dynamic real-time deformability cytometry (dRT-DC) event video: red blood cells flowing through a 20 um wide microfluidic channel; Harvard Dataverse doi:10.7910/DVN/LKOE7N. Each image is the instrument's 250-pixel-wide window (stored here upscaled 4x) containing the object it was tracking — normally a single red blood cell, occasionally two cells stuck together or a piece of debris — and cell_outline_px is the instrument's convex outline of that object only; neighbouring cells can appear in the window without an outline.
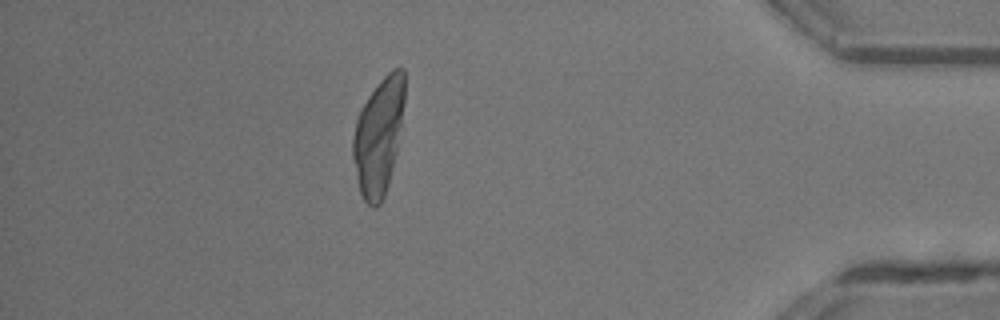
{"species": "common noctule bat (a hibernating species)", "species_latin": "Nyctalus noctula", "temperature_condition": "room temperature", "stored_images_in_passage": 30, "camera_frame_rate_fps": 3000, "um_per_image_px": 0.085, "animal": {"sex": "male", "body_mass_g": 13.3}, "frame": {"image": 1, "passage_image": 29, "time_ms": 9.333, "image_size_px": [1000, 320], "cell_outline_px": [[404, 100], [396, 152], [388, 184], [384, 196], [380, 204], [376, 208], [372, 208], [364, 200], [360, 192], [356, 176], [352, 156], [352, 136], [356, 120], [360, 108], [376, 84], [392, 68], [404, 68]], "centroid_in_image_um": [32.15, 11.58], "position_along_channel_um": 403.1, "area_um2": 35.03}}